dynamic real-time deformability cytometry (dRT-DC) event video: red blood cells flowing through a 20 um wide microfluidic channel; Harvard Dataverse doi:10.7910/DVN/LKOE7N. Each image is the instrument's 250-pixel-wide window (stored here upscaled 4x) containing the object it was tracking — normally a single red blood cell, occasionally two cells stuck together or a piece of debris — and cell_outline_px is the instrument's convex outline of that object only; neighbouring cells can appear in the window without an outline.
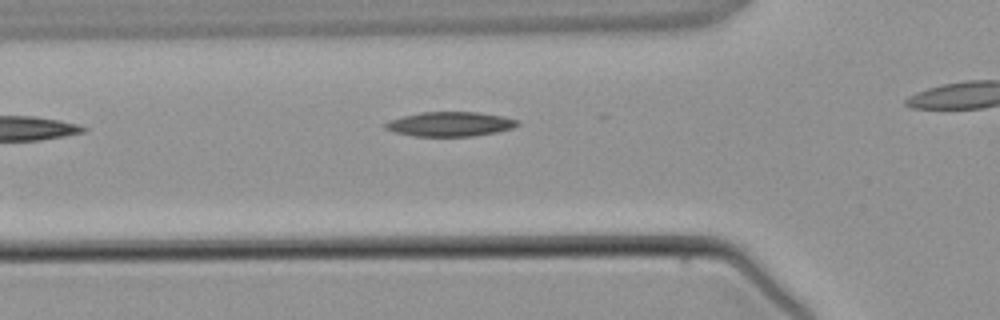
{"species": "common noctule bat (a hibernating species)", "species_latin": "Nyctalus noctula", "temperature_condition": "warm", "stored_images_in_passage": 4, "camera_frame_rate_fps": 3000, "um_per_image_px": 0.085, "animal": {"sex": "male", "body_mass_g": 21.5, "forearm_length_mm": 52.0}, "frame": {"image": 1, "passage_image": 3, "time_ms": 2.333, "image_size_px": [1000, 320], "cell_outline_px": [[520, 124], [512, 128], [496, 132], [472, 136], [412, 136], [396, 132], [384, 128], [384, 124], [392, 120], [404, 116], [420, 112], [476, 112], [504, 116], [520, 120]], "centroid_in_image_um": [38.3, 10.54], "position_along_channel_um": 87.5, "area_um2": 18.79}}